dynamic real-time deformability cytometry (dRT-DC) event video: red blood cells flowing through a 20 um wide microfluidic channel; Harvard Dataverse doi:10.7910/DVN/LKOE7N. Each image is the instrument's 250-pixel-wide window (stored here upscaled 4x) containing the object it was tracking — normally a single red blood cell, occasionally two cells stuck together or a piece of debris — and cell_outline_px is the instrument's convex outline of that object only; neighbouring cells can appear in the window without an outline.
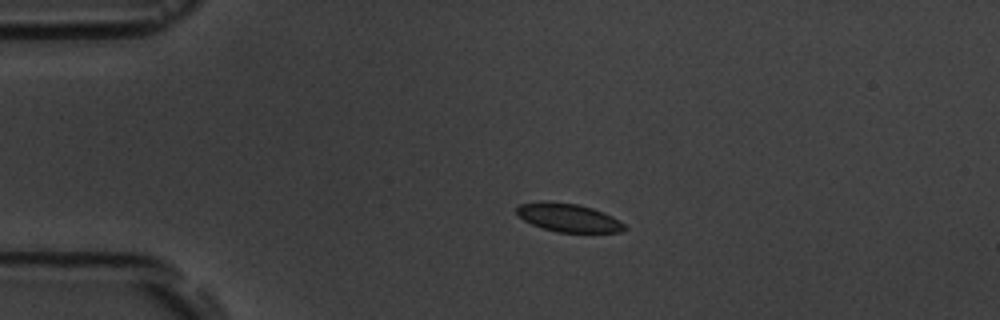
{"species": "common noctule bat (a hibernating species)", "species_latin": "Nyctalus noctula", "temperature_condition": "room temperature", "stored_images_in_passage": 14, "camera_frame_rate_fps": 3000, "um_per_image_px": 0.085, "animal": {"sex": "male", "body_mass_g": 19.5, "forearm_length_mm": 54.6}, "frame": {"image": 1, "passage_image": 3, "time_ms": 2.333, "image_size_px": [1000, 320], "cell_outline_px": [[628, 228], [620, 232], [556, 232], [532, 224], [524, 220], [516, 212], [516, 208], [520, 204], [576, 204], [592, 208], [604, 212], [612, 216], [624, 224]], "centroid_in_image_um": [48.4, 18.55], "position_along_channel_um": 36.6, "area_um2": 16.94}}
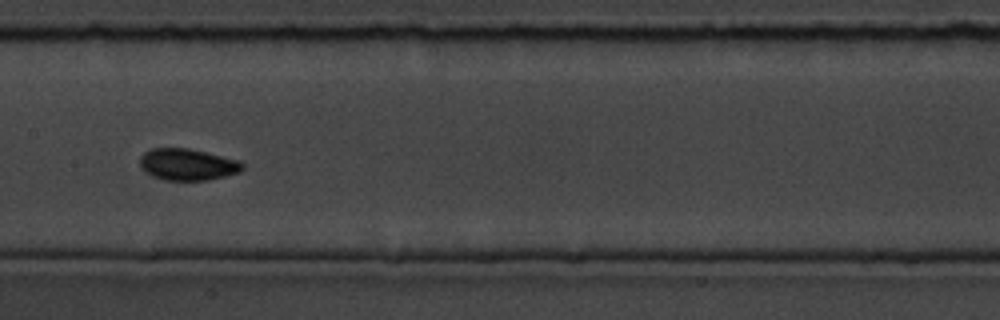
{"frame": {"image": 2, "passage_image": 7, "time_ms": 7.667, "image_size_px": [1000, 320], "cell_outline_px": [[244, 168], [240, 172], [208, 180], [164, 180], [152, 176], [144, 172], [140, 168], [140, 156], [144, 152], [152, 148], [188, 148], [240, 160], [244, 164]], "centroid_in_image_um": [15.93, 13.98], "position_along_channel_um": 191.5, "area_um2": 19.07}}
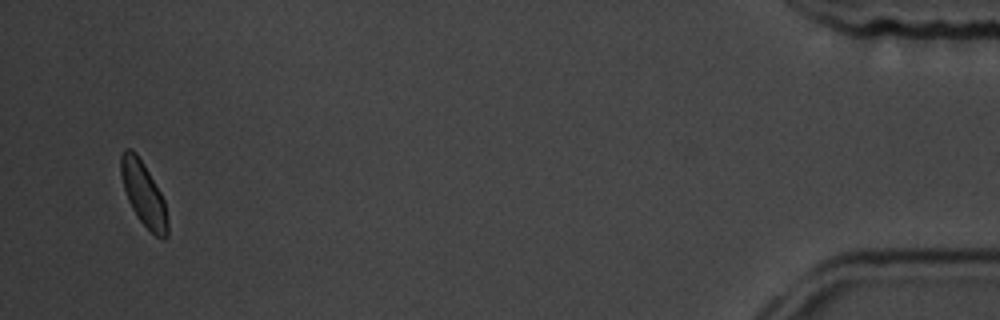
{"frame": {"image": 3, "passage_image": 14, "time_ms": 16.333, "image_size_px": [1000, 320], "cell_outline_px": [[168, 236], [164, 240], [156, 236], [136, 216], [128, 200], [124, 188], [120, 172], [120, 156], [124, 148], [132, 148], [136, 152], [160, 192], [164, 200], [168, 220]], "centroid_in_image_um": [12.2, 16.48], "position_along_channel_um": 423.0, "area_um2": 17.28}, "authors_computed_cell_mechanics": {"area_um2": 17.7735, "velocity_mm_per_s": 3.6208, "shape_relaxation_time_tau1_ms": 0.995, "shape_relaxation_time_tau2_ms": 6.563, "deformation_change_tau1": 0.057, "deformation_change_tau2": 0.0579}}